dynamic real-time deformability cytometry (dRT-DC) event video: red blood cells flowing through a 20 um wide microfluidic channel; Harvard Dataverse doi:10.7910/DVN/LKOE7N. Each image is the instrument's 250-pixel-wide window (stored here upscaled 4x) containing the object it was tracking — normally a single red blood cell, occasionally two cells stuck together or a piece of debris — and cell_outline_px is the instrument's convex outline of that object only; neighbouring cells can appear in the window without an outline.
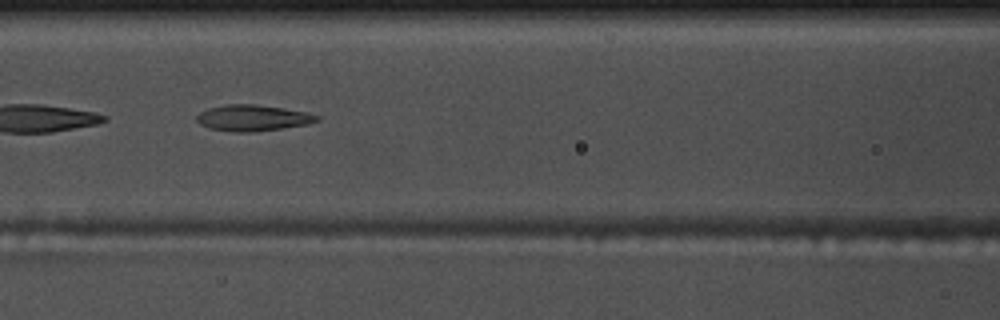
{"species": "common noctule bat (a hibernating species)", "species_latin": "Nyctalus noctula", "temperature_condition": "warm", "stored_images_in_passage": 54, "camera_frame_rate_fps": 3000, "um_per_image_px": 0.085, "animal": {"sex": "male", "body_mass_g": 17.5, "forearm_length_mm": 52.3}, "frame": {"image": 1, "passage_image": 24, "time_ms": 7.667, "image_size_px": [1000, 320], "cell_outline_px": [[320, 120], [308, 124], [252, 132], [236, 132], [208, 128], [200, 124], [196, 120], [196, 116], [200, 112], [208, 108], [224, 104], [256, 104], [284, 108], [308, 112], [320, 116]], "centroid_in_image_um": [21.48, 10.01], "position_along_channel_um": 145.1, "area_um2": 18.38}}
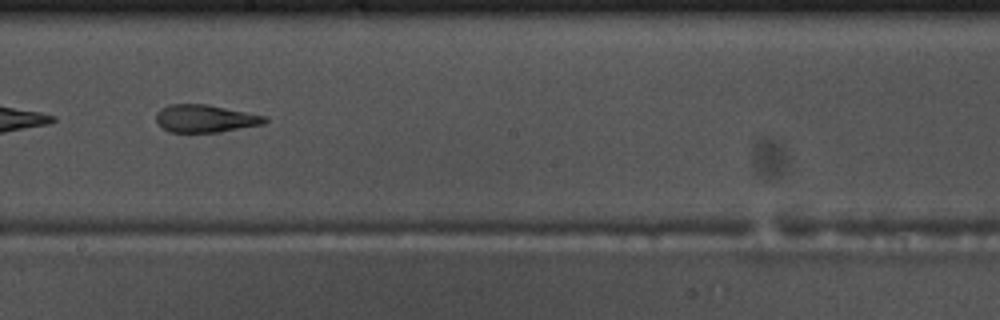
{"frame": {"image": 2, "passage_image": 31, "time_ms": 10.0, "image_size_px": [1000, 320], "cell_outline_px": [[268, 120], [264, 124], [220, 132], [168, 132], [160, 128], [156, 124], [156, 112], [160, 108], [168, 104], [208, 104], [268, 116]], "centroid_in_image_um": [17.42, 10.07], "position_along_channel_um": 230.8, "area_um2": 17.92}}
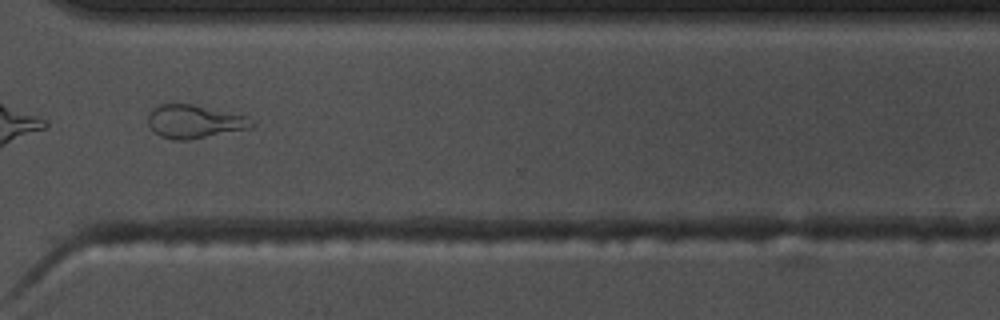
{"frame": {"image": 3, "passage_image": 41, "time_ms": 13.333, "image_size_px": [1000, 320], "cell_outline_px": [[256, 124], [252, 128], [188, 140], [176, 140], [160, 136], [148, 124], [148, 112], [152, 108], [160, 104], [192, 104], [248, 116]], "centroid_in_image_um": [16.55, 10.33], "position_along_channel_um": 354.1, "area_um2": 20.17}, "authors_computed_cell_mechanics": {"area_um2": 23.3223, "velocity_mm_per_s": 3.6918, "shape_relaxation_time_tau1_ms": null, "shape_relaxation_time_tau2_ms": 2.8528, "deformation_change_tau1": null, "deformation_change_tau2": 0.1152}}